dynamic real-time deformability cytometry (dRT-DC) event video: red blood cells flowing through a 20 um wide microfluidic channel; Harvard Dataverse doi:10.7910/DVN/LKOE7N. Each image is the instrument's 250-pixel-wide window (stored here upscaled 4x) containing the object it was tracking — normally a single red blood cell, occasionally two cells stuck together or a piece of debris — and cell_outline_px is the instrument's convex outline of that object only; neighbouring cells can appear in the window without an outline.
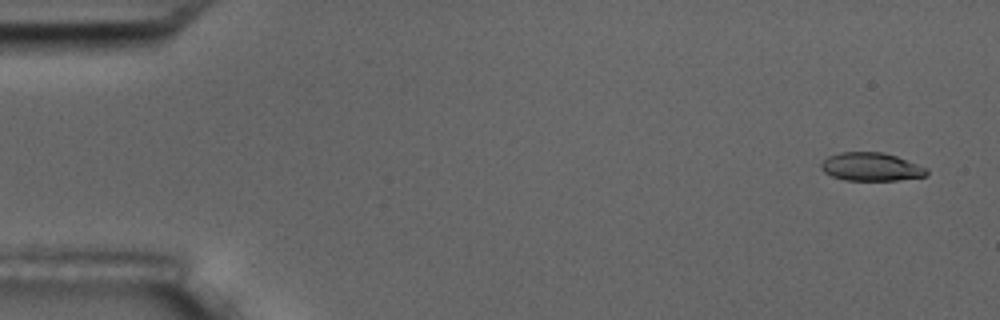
{"species": "common noctule bat (a hibernating species)", "species_latin": "Nyctalus noctula", "temperature_condition": "room temperature", "stored_images_in_passage": 5, "camera_frame_rate_fps": 3000, "um_per_image_px": 0.085, "animal": {"sex": "male", "body_mass_g": 17.5, "forearm_length_mm": 52.3}, "frame": {"image": 1, "passage_image": 1, "time_ms": 0.0, "image_size_px": [1000, 320], "cell_outline_px": [[928, 172], [924, 176], [900, 180], [844, 180], [832, 176], [824, 172], [820, 168], [820, 164], [828, 156], [840, 152], [884, 152], [896, 156], [928, 168]], "centroid_in_image_um": [74.03, 14.18], "position_along_channel_um": 11.0, "area_um2": 17.4}}
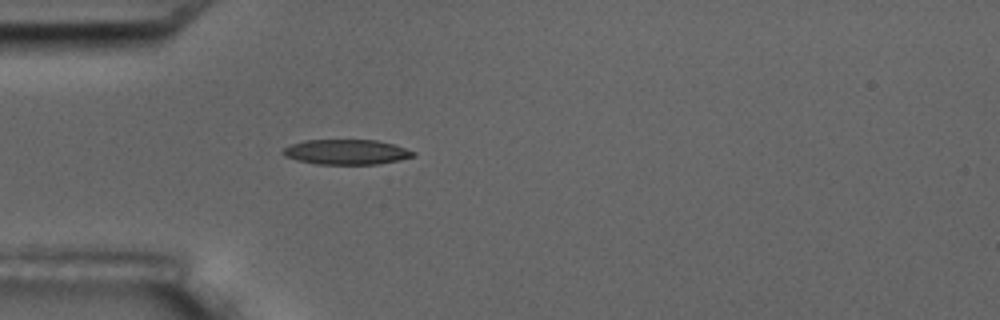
{"frame": {"image": 2, "passage_image": 5, "time_ms": 4.667, "image_size_px": [1000, 320], "cell_outline_px": [[416, 156], [400, 160], [380, 164], [316, 164], [296, 160], [284, 156], [280, 152], [284, 148], [292, 144], [304, 140], [376, 140], [392, 144], [416, 152]], "centroid_in_image_um": [29.43, 12.92], "position_along_channel_um": 55.6, "area_um2": 19.07}}